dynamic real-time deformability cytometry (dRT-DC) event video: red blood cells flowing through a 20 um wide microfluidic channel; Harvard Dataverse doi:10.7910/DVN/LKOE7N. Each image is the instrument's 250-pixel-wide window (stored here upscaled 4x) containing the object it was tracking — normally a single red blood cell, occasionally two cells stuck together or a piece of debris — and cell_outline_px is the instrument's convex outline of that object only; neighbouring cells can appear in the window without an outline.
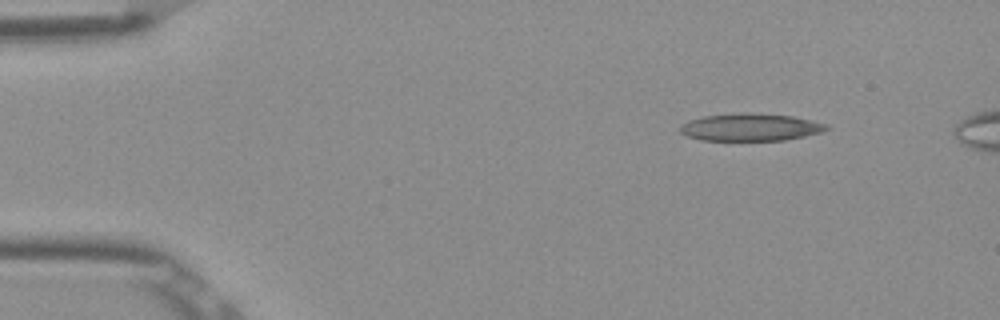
{"species": "Egyptian fruit bat (a non-hibernating species)", "species_latin": "Rousettus aegyptiacus", "temperature_condition": "room temperature", "stored_images_in_passage": 45, "camera_frame_rate_fps": 3000, "um_per_image_px": 0.085, "frame": {"image": 1, "passage_image": 1, "time_ms": 0.0, "image_size_px": [1000, 320], "cell_outline_px": [[832, 128], [820, 132], [804, 136], [784, 140], [700, 140], [688, 136], [680, 132], [680, 124], [688, 120], [704, 116], [740, 112], [792, 116], [828, 124]], "centroid_in_image_um": [63.77, 10.81], "position_along_channel_um": 21.2, "area_um2": 23.35}}
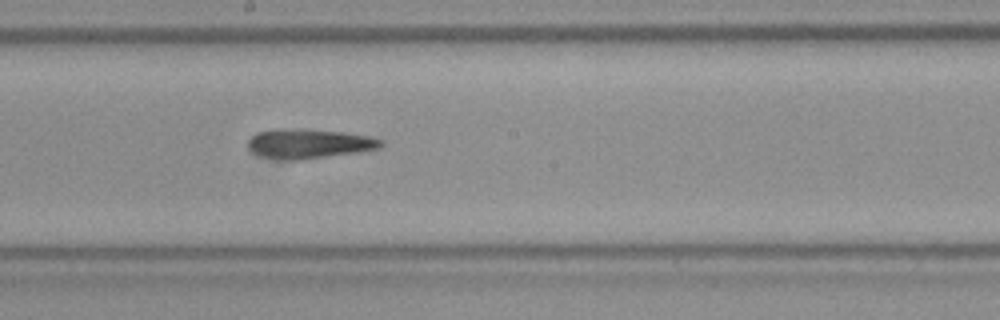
{"frame": {"image": 2, "passage_image": 23, "time_ms": 7.333, "image_size_px": [1000, 320], "cell_outline_px": [[384, 144], [380, 148], [356, 152], [300, 160], [288, 160], [264, 156], [252, 152], [248, 148], [248, 140], [252, 136], [260, 132], [280, 128], [300, 128], [344, 132], [368, 136], [384, 140]], "centroid_in_image_um": [26.28, 12.2], "position_along_channel_um": 221.9, "area_um2": 22.77}}
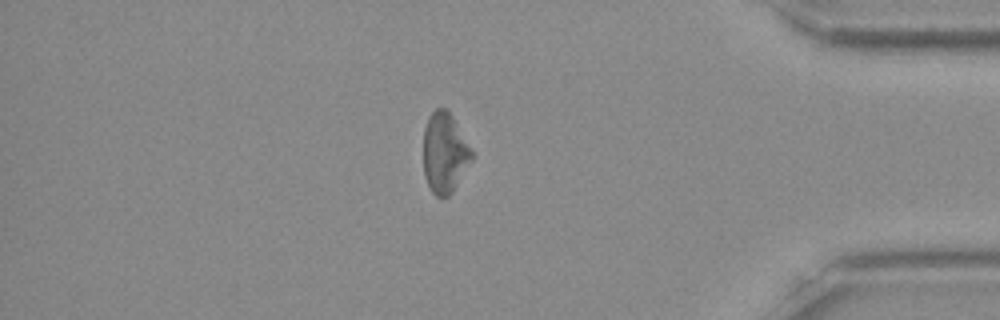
{"frame": {"image": 3, "passage_image": 39, "time_ms": 12.667, "image_size_px": [1000, 320], "cell_outline_px": [[472, 160], [452, 192], [448, 196], [436, 196], [432, 192], [424, 176], [424, 128], [428, 116], [436, 108], [444, 108], [452, 116], [472, 152]], "centroid_in_image_um": [37.77, 13.0], "position_along_channel_um": 397.4, "area_um2": 22.2}}